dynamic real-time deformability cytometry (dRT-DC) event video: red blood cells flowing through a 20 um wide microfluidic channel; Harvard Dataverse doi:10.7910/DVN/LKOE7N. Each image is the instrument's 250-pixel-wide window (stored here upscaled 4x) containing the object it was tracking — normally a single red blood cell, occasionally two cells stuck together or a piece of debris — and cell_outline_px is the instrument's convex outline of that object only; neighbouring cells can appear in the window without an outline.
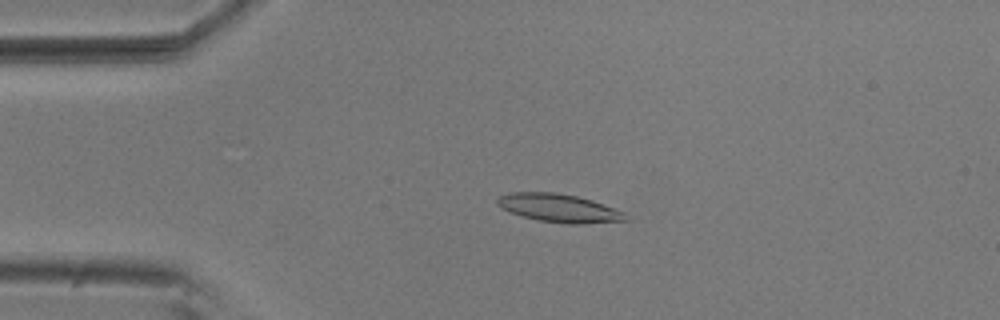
{"species": "common noctule bat (a hibernating species)", "species_latin": "Nyctalus noctula", "temperature_condition": "room temperature", "stored_images_in_passage": 4, "camera_frame_rate_fps": 3000, "um_per_image_px": 0.085, "animal": {"sex": "male", "body_mass_g": 20.5, "forearm_length_mm": 52.5}, "frame": {"image": 1, "passage_image": 4, "time_ms": 1.0, "image_size_px": [1000, 320], "cell_outline_px": [[632, 220], [580, 224], [568, 224], [540, 220], [524, 216], [512, 212], [496, 204], [496, 200], [500, 196], [508, 192], [552, 192], [576, 196], [592, 200], [624, 212]], "centroid_in_image_um": [47.56, 17.69], "position_along_channel_um": 37.4, "area_um2": 20.92}}